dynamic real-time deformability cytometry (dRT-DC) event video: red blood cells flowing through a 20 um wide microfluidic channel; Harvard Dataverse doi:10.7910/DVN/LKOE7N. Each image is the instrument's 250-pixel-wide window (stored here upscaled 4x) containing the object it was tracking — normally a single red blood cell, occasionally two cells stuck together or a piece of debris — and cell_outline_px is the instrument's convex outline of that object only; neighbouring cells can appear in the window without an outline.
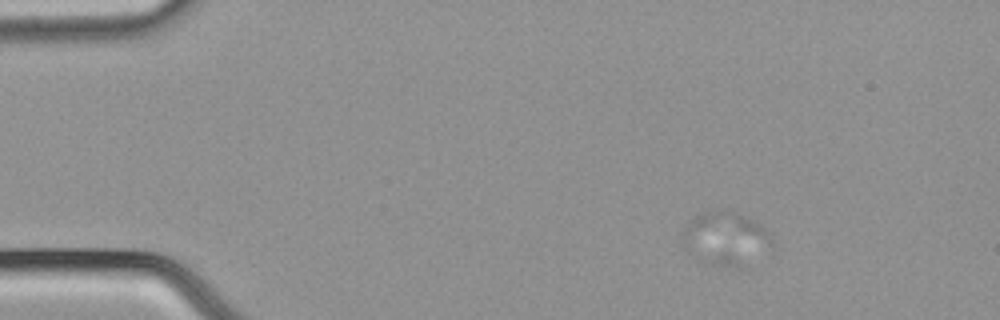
{"species": "common noctule bat (a hibernating species)", "species_latin": "Nyctalus noctula", "temperature_condition": "cold", "stored_images_in_passage": 58, "camera_frame_rate_fps": 3000, "um_per_image_px": 0.085, "animal": {"sex": "male", "body_mass_g": 21.5, "forearm_length_mm": 52.0}, "frame": {"image": 1, "passage_image": 9, "time_ms": 2.667, "image_size_px": [1000, 320], "cell_outline_px": [[776, 248], [740, 268], [720, 268], [704, 264], [692, 256], [680, 244], [680, 236], [684, 228], [696, 216], [704, 212], [716, 208], [732, 212], [752, 220], [772, 232]], "centroid_in_image_um": [61.7, 20.34], "position_along_channel_um": 23.3, "area_um2": 29.19}}
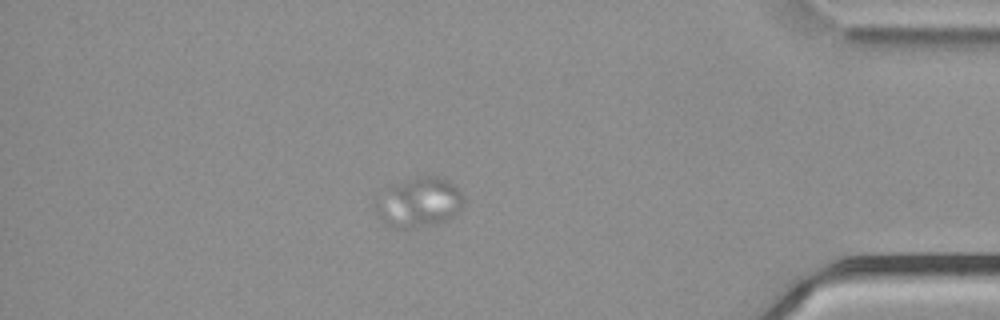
{"frame": {"image": 2, "passage_image": 50, "time_ms": 16.333, "image_size_px": [1000, 320], "cell_outline_px": [[460, 208], [452, 216], [444, 220], [432, 224], [416, 228], [392, 228], [380, 220], [376, 212], [376, 208], [392, 188], [404, 180], [416, 176], [436, 176], [448, 180], [460, 192]], "centroid_in_image_um": [35.63, 17.23], "position_along_channel_um": 399.6, "area_um2": 24.16}}
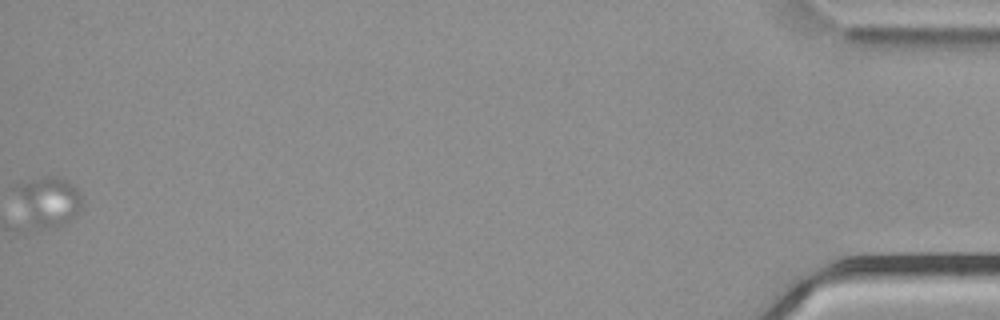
{"frame": {"image": 3, "passage_image": 58, "time_ms": 19.0, "image_size_px": [1000, 320], "cell_outline_px": [[84, 204], [76, 216], [60, 224], [40, 228], [24, 228], [16, 188], [20, 184], [44, 176], [56, 176], [64, 180], [76, 188], [80, 192]], "centroid_in_image_um": [4.09, 17.16], "position_along_channel_um": 431.1, "area_um2": 19.31}}